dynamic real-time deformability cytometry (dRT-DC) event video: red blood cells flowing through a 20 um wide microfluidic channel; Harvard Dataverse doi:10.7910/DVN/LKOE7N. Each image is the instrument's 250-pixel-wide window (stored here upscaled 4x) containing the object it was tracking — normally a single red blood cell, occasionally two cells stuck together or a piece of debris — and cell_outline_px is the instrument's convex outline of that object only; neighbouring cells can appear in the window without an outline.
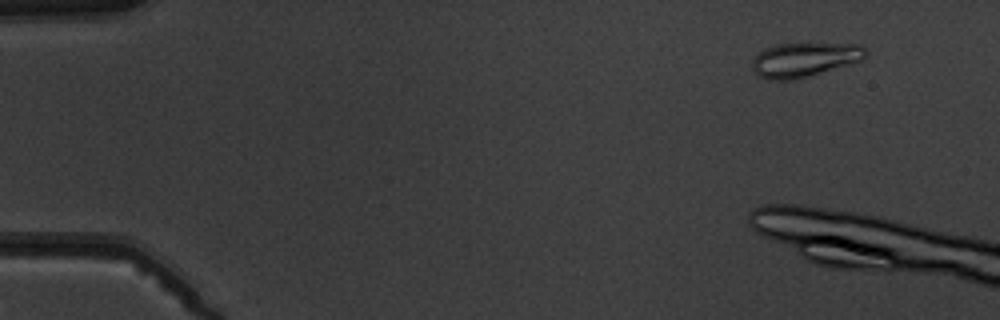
{"species": "common noctule bat (a hibernating species)", "species_latin": "Nyctalus noctula", "temperature_condition": "warm", "stored_images_in_passage": 4, "camera_frame_rate_fps": 3000, "um_per_image_px": 0.085, "animal": {"sex": "male", "body_mass_g": 19.5, "forearm_length_mm": 54.6}, "frame": {"image": 1, "passage_image": 2, "time_ms": 1.333, "image_size_px": [1000, 320], "cell_outline_px": [[868, 52], [864, 60], [796, 80], [768, 80], [756, 76], [752, 68], [752, 60], [756, 52], [764, 48], [776, 44], [864, 44]], "centroid_in_image_um": [68.36, 5.08], "position_along_channel_um": 16.6, "area_um2": 23.18}}